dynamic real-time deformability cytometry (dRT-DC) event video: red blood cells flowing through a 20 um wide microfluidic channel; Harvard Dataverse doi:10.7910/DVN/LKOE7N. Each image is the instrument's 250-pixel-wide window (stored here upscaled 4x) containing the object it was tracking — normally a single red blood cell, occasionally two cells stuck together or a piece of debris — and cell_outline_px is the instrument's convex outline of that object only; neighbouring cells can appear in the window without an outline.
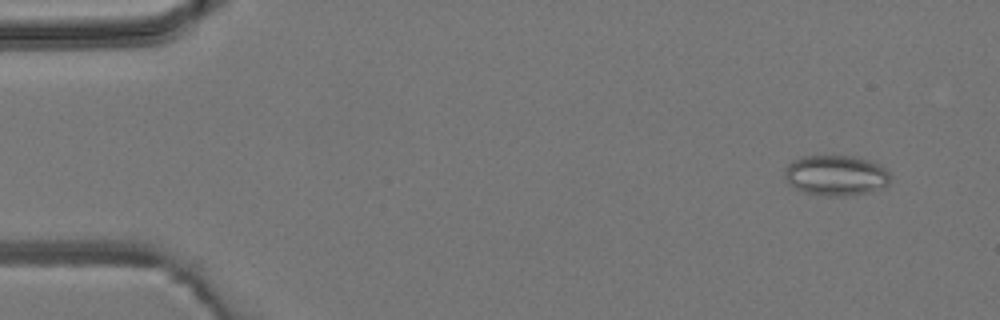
{"species": "common noctule bat (a hibernating species)", "species_latin": "Nyctalus noctula", "temperature_condition": "room temperature", "stored_images_in_passage": 4, "camera_frame_rate_fps": 3000, "um_per_image_px": 0.085, "animal": {"sex": "male", "body_mass_g": 19.2, "forearm_length_mm": 51.8}, "frame": {"image": 1, "passage_image": 1, "time_ms": 0.0, "image_size_px": [1000, 320], "cell_outline_px": [[892, 176], [888, 184], [884, 188], [868, 192], [844, 196], [828, 196], [804, 192], [788, 184], [784, 176], [784, 168], [792, 160], [804, 156], [852, 156], [868, 160], [884, 168]], "centroid_in_image_um": [71.03, 14.91], "position_along_channel_um": 14.0, "area_um2": 24.97}}